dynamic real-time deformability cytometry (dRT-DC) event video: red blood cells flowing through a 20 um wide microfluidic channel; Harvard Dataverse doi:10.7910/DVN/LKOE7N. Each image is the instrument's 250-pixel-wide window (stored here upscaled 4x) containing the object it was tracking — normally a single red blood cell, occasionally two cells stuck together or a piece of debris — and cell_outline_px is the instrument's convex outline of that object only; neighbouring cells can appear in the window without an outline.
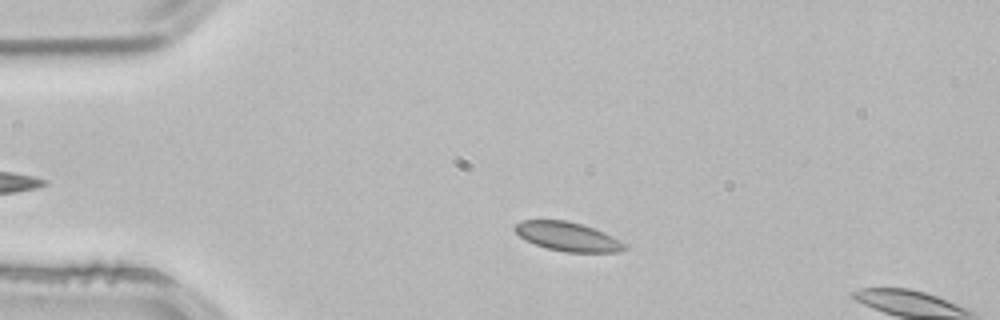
{"species": "common noctule bat (a hibernating species)", "species_latin": "Nyctalus noctula", "temperature_condition": "room temperature", "stored_images_in_passage": 2, "segment_of_instrument_passage": [1, 2], "camera_frame_rate_fps": 3000, "um_per_image_px": 0.085, "animal": {"sex": "male", "body_mass_g": 21.5, "forearm_length_mm": 52.0}, "frame": {"image": 1, "passage_image": 1, "time_ms": 0.0, "image_size_px": [1000, 320], "cell_outline_px": [[628, 248], [620, 252], [564, 252], [548, 248], [536, 244], [520, 236], [512, 228], [520, 220], [564, 220], [584, 224], [604, 232], [628, 244]], "centroid_in_image_um": [48.3, 20.1], "position_along_channel_um": 36.7, "area_um2": 18.61}}